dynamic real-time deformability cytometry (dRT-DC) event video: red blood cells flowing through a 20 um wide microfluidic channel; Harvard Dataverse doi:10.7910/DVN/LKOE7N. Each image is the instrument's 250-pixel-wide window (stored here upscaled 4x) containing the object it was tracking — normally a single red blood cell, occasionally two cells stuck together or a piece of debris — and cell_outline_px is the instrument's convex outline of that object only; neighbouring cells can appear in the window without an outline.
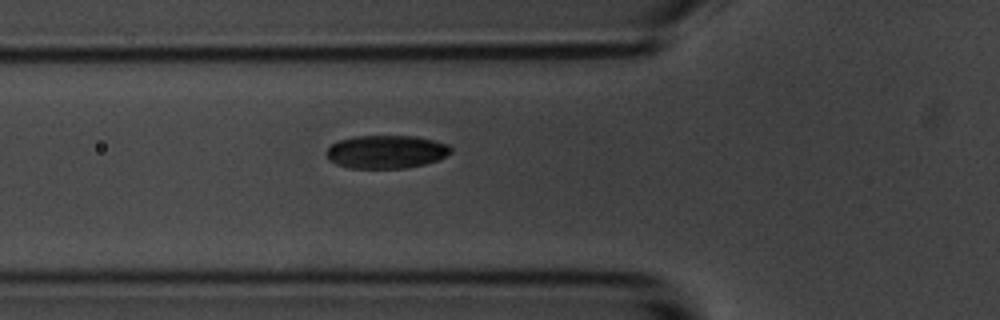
{"species": "common noctule bat (a hibernating species)", "species_latin": "Nyctalus noctula", "temperature_condition": "room temperature", "stored_images_in_passage": 39, "camera_frame_rate_fps": 3000, "um_per_image_px": 0.085, "animal": {"sex": "male", "body_mass_g": 20.1, "forearm_length_mm": 53.5}, "frame": {"image": 1, "passage_image": 3, "time_ms": 0.667, "image_size_px": [1000, 320], "cell_outline_px": [[452, 152], [436, 160], [424, 164], [404, 168], [348, 168], [336, 164], [328, 160], [324, 152], [332, 144], [340, 140], [356, 136], [416, 136], [448, 144], [452, 148]], "centroid_in_image_um": [32.79, 12.9], "position_along_channel_um": 93.0, "area_um2": 24.04}}
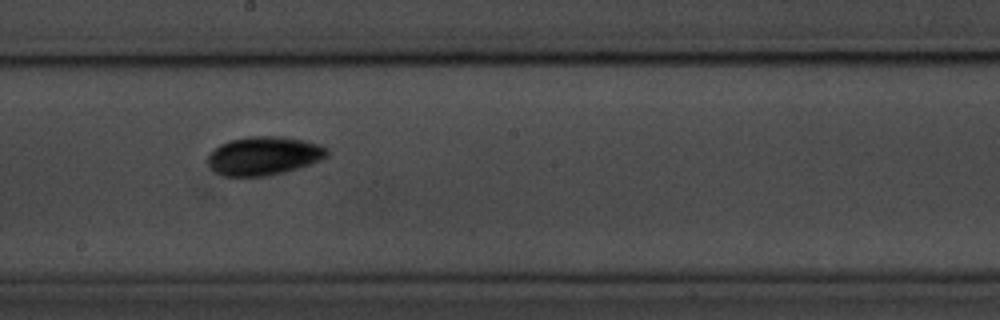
{"frame": {"image": 2, "passage_image": 14, "time_ms": 4.333, "image_size_px": [1000, 320], "cell_outline_px": [[328, 156], [320, 160], [300, 168], [268, 176], [224, 176], [216, 172], [208, 164], [208, 156], [220, 144], [232, 140], [248, 136], [284, 136], [304, 140], [320, 144], [328, 148]], "centroid_in_image_um": [22.47, 13.24], "position_along_channel_um": 225.7, "area_um2": 26.88}}
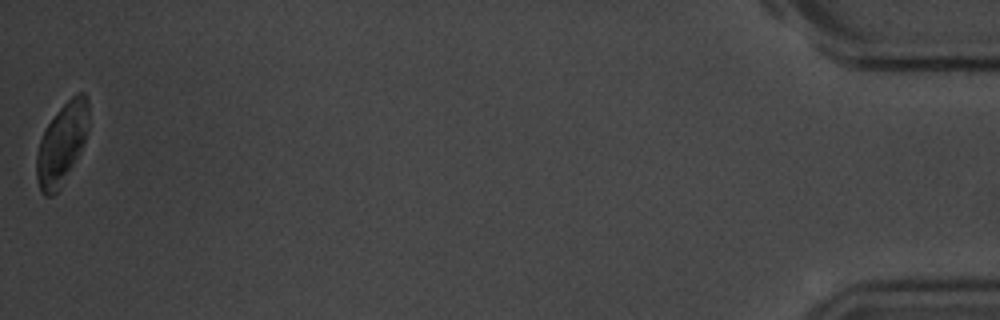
{"frame": {"image": 3, "passage_image": 39, "time_ms": 12.667, "image_size_px": [1000, 320], "cell_outline_px": [[88, 112], [84, 144], [60, 188], [52, 196], [44, 196], [40, 192], [36, 176], [36, 156], [40, 140], [44, 128], [60, 108], [76, 92], [84, 92], [88, 96]], "centroid_in_image_um": [5.23, 12.22], "position_along_channel_um": 430.0, "area_um2": 24.45}, "authors_computed_cell_mechanics": {"area_um2": 25.432, "velocity_mm_per_s": 3.6094, "shape_relaxation_time_tau1_ms": 5.7866, "shape_relaxation_time_tau2_ms": null, "deformation_change_tau1": 0.1145, "deformation_change_tau2": null}}